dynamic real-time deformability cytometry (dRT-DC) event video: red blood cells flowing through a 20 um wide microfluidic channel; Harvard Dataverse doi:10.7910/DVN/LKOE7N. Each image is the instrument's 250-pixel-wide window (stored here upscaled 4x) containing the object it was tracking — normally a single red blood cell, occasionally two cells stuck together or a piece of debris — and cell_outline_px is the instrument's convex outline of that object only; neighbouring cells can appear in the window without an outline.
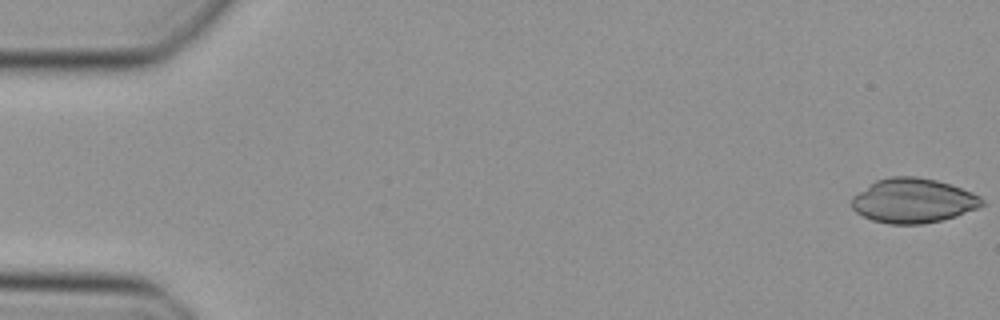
{"species": "Egyptian fruit bat (a non-hibernating species)", "species_latin": "Rousettus aegyptiacus", "temperature_condition": "cold", "stored_images_in_passage": 48, "camera_frame_rate_fps": 3000, "um_per_image_px": 0.085, "animal": {"sex": "female"}, "frame": {"image": 1, "passage_image": 1, "time_ms": 0.0, "image_size_px": [1000, 320], "cell_outline_px": [[984, 204], [980, 208], [956, 216], [940, 220], [920, 224], [888, 224], [872, 220], [856, 212], [852, 208], [852, 196], [876, 180], [888, 176], [916, 176], [936, 180], [972, 192], [980, 196], [984, 200]], "centroid_in_image_um": [77.62, 17.05], "position_along_channel_um": 7.4, "area_um2": 33.81}}
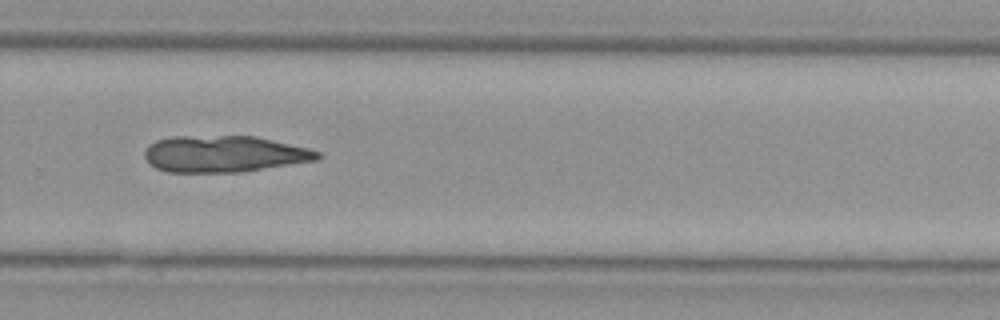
{"frame": {"image": 2, "passage_image": 33, "time_ms": 10.667, "image_size_px": [1000, 320], "cell_outline_px": [[324, 156], [316, 160], [244, 172], [168, 172], [156, 168], [144, 156], [144, 152], [148, 144], [156, 140], [172, 136], [256, 136], [308, 148], [320, 152]], "centroid_in_image_um": [19.06, 13.08], "position_along_channel_um": 310.7, "area_um2": 36.93}}
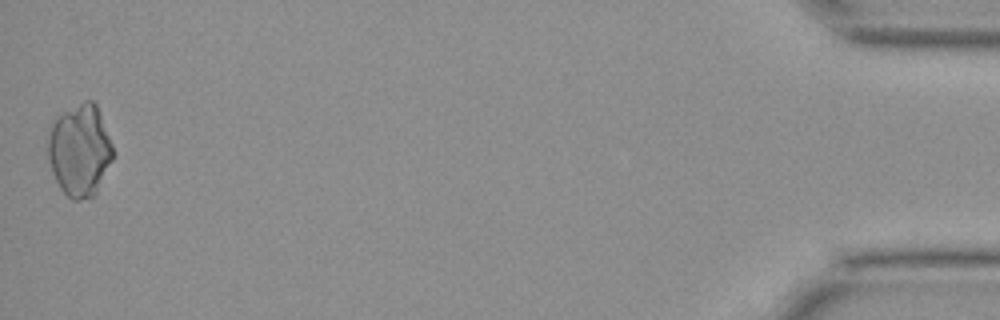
{"frame": {"image": 3, "passage_image": 48, "time_ms": 15.667, "image_size_px": [1000, 320], "cell_outline_px": [[112, 160], [96, 192], [92, 196], [80, 200], [72, 200], [60, 188], [52, 172], [48, 156], [48, 124], [56, 116], [84, 100], [92, 100], [96, 104], [112, 144]], "centroid_in_image_um": [6.74, 12.75], "position_along_channel_um": 428.5, "area_um2": 34.8}}